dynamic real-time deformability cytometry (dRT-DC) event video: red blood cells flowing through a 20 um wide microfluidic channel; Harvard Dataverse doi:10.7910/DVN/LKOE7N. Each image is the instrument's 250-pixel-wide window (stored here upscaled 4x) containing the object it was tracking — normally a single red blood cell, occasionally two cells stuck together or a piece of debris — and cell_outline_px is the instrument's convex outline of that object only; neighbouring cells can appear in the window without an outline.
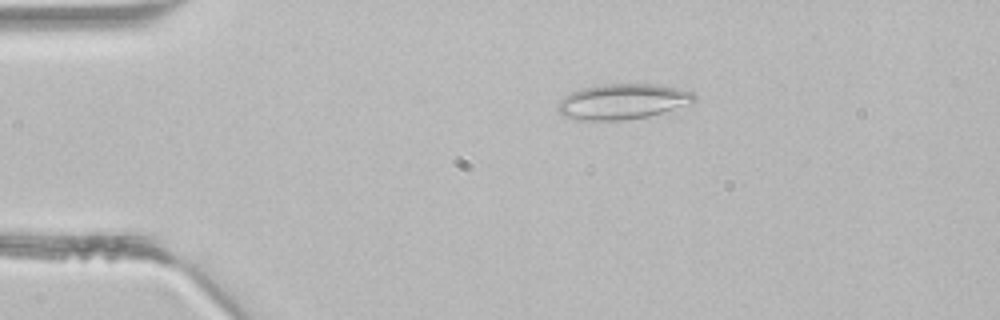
{"species": "common noctule bat (a hibernating species)", "species_latin": "Nyctalus noctula", "temperature_condition": "room temperature", "stored_images_in_passage": 3, "segment_of_instrument_passage": [1, 2], "camera_frame_rate_fps": 3000, "um_per_image_px": 0.085, "animal": {"sex": "male", "body_mass_g": 21.5, "forearm_length_mm": 52.0}, "frame": {"image": 1, "passage_image": 1, "time_ms": 0.0, "image_size_px": [1000, 320], "cell_outline_px": [[696, 100], [692, 104], [648, 116], [624, 120], [572, 120], [564, 116], [556, 108], [556, 104], [564, 96], [572, 92], [584, 88], [600, 84], [660, 84], [692, 92], [696, 96]], "centroid_in_image_um": [52.91, 8.63], "position_along_channel_um": 32.1, "area_um2": 28.32}}